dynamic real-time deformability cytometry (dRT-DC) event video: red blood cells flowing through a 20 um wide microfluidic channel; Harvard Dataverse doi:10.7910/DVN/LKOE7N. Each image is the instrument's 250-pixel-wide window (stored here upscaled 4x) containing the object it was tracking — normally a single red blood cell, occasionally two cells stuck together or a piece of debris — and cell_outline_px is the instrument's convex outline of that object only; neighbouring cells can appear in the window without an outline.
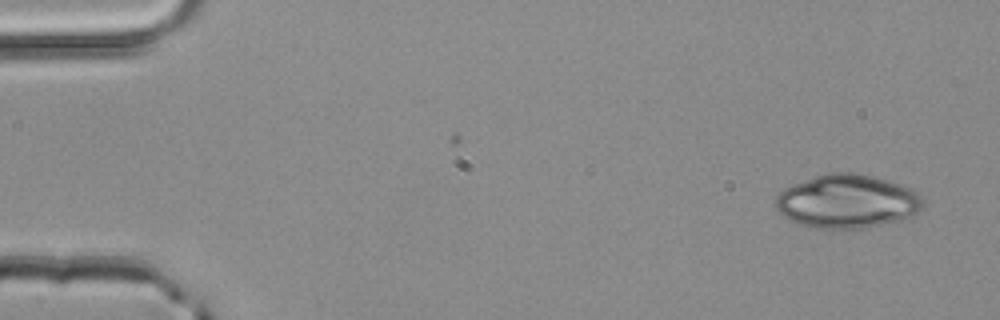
{"species": "common noctule bat (a hibernating species)", "species_latin": "Nyctalus noctula", "temperature_condition": "room temperature", "stored_images_in_passage": 2, "camera_frame_rate_fps": 3000, "um_per_image_px": 0.085, "animal": {"sex": "male", "body_mass_g": 20.4}, "frame": {"image": 1, "passage_image": 2, "time_ms": 0.333, "image_size_px": [1000, 320], "cell_outline_px": [[924, 208], [912, 220], [860, 228], [820, 228], [800, 224], [784, 216], [776, 208], [776, 196], [784, 188], [792, 184], [828, 172], [856, 172], [888, 180], [900, 184], [916, 192], [924, 200]], "centroid_in_image_um": [72.1, 17.12], "position_along_channel_um": 12.9, "area_um2": 46.47}}